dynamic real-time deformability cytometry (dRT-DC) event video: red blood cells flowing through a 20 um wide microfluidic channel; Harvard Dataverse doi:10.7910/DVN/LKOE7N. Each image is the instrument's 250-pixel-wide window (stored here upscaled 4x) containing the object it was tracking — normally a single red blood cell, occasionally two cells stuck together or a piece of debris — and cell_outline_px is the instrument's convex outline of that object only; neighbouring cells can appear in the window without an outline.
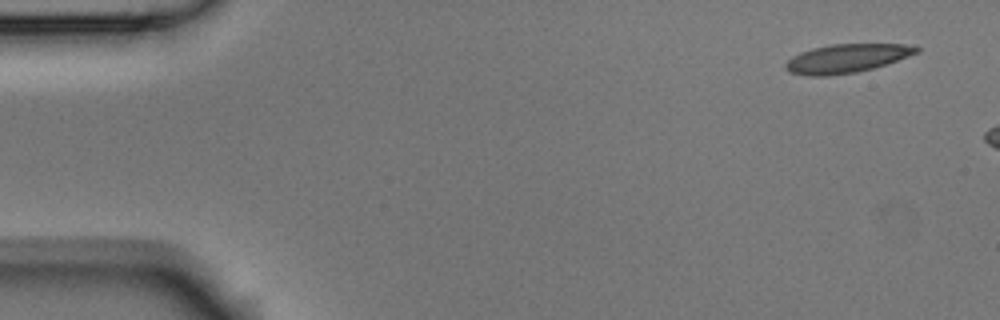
{"species": "Egyptian fruit bat (a non-hibernating species)", "species_latin": "Rousettus aegyptiacus", "temperature_condition": "room temperature", "stored_images_in_passage": 3, "camera_frame_rate_fps": 3000, "um_per_image_px": 0.085, "animal": {"sex": "male"}, "frame": {"image": 1, "passage_image": 1, "time_ms": 0.0, "image_size_px": [1000, 320], "cell_outline_px": [[920, 52], [872, 68], [856, 72], [828, 76], [804, 76], [788, 72], [784, 68], [784, 64], [792, 56], [800, 52], [812, 48], [832, 44], [904, 44], [920, 48]], "centroid_in_image_um": [71.89, 4.97], "position_along_channel_um": 13.1, "area_um2": 21.85}}